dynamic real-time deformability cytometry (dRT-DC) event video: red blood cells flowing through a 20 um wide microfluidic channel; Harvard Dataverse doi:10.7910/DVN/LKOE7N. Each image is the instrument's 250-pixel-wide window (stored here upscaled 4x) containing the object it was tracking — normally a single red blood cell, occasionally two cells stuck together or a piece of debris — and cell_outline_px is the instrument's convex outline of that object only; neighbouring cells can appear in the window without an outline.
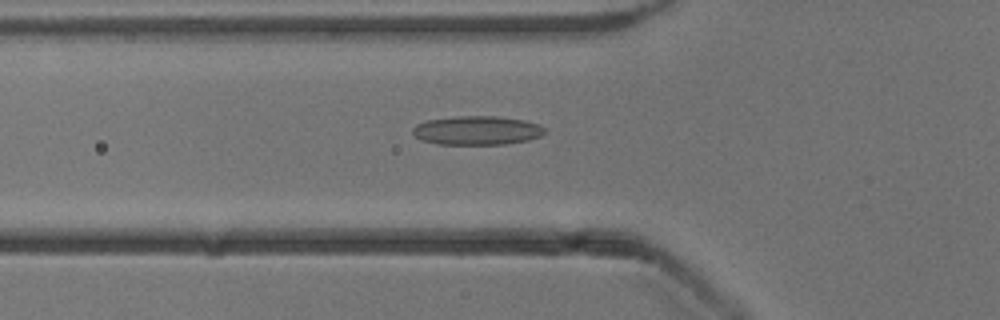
{"species": "common noctule bat (a hibernating species)", "species_latin": "Nyctalus noctula", "temperature_condition": "cold", "stored_images_in_passage": 52, "camera_frame_rate_fps": 3000, "um_per_image_px": 0.085, "animal": {"sex": "male", "body_mass_g": 13.3}, "frame": {"image": 1, "passage_image": 18, "time_ms": 5.667, "image_size_px": [1000, 320], "cell_outline_px": [[548, 132], [540, 136], [528, 140], [504, 144], [436, 144], [424, 140], [416, 136], [412, 132], [412, 128], [416, 124], [428, 120], [456, 116], [496, 116], [524, 120], [540, 124]], "centroid_in_image_um": [40.58, 11.08], "position_along_channel_um": 85.2, "area_um2": 22.25}}
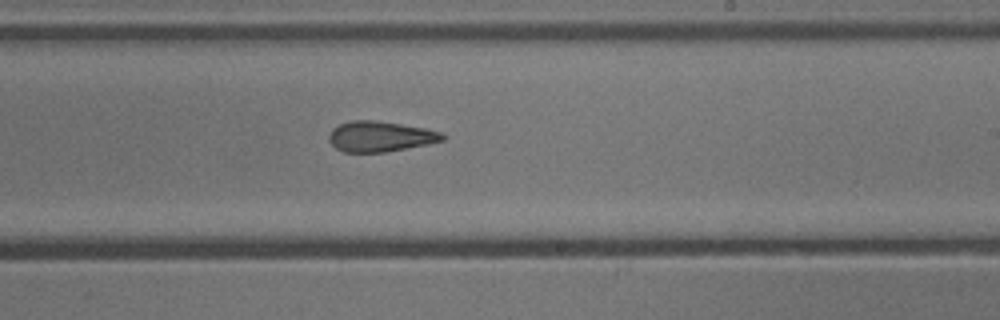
{"frame": {"image": 2, "passage_image": 31, "time_ms": 10.0, "image_size_px": [1000, 320], "cell_outline_px": [[448, 136], [444, 140], [428, 144], [384, 152], [344, 152], [336, 148], [328, 140], [328, 136], [332, 128], [340, 124], [352, 120], [376, 120], [424, 128], [440, 132]], "centroid_in_image_um": [32.31, 11.6], "position_along_channel_um": 256.7, "area_um2": 20.11}}
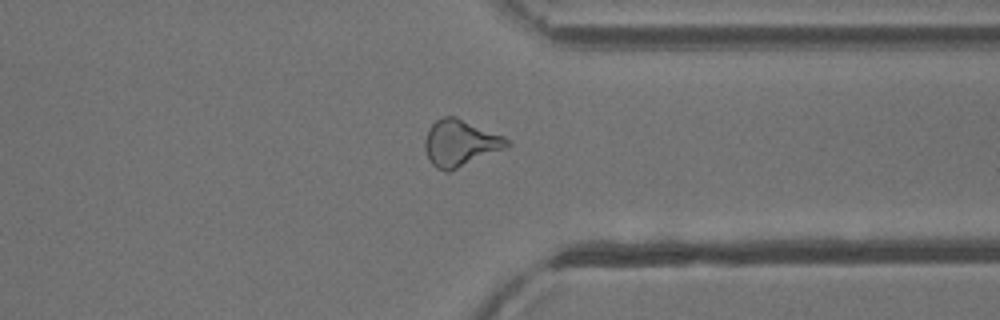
{"frame": {"image": 3, "passage_image": 40, "time_ms": 13.0, "image_size_px": [1000, 320], "cell_outline_px": [[512, 144], [504, 148], [448, 172], [444, 172], [436, 168], [432, 164], [424, 148], [424, 140], [428, 128], [436, 120], [444, 116], [456, 116], [504, 136]], "centroid_in_image_um": [39.09, 12.14], "position_along_channel_um": 372.3, "area_um2": 22.08}, "authors_computed_cell_mechanics": {"area_um2": 21.386, "velocity_mm_per_s": 3.9331, "shape_relaxation_time_tau1_ms": null, "shape_relaxation_time_tau2_ms": 3.5804, "deformation_change_tau1": null, "deformation_change_tau2": 0.134}}